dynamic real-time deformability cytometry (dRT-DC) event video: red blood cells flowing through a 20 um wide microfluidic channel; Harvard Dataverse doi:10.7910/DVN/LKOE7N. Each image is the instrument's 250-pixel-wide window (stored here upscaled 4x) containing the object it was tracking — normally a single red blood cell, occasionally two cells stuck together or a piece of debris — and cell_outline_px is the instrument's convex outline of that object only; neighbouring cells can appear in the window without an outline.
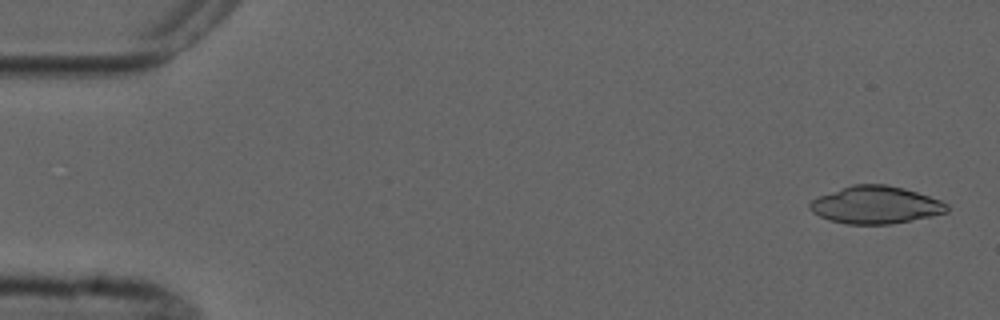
{"species": "common noctule bat (a hibernating species)", "species_latin": "Nyctalus noctula", "temperature_condition": "cold", "stored_images_in_passage": 6, "camera_frame_rate_fps": 3000, "um_per_image_px": 0.085, "animal": {"sex": "male", "forearm_length_mm": 52.5}, "frame": {"image": 1, "passage_image": 1, "time_ms": 0.0, "image_size_px": [1000, 320], "cell_outline_px": [[948, 212], [932, 216], [888, 224], [848, 224], [828, 220], [812, 212], [808, 208], [808, 204], [812, 200], [820, 196], [852, 184], [884, 184], [904, 188], [940, 200], [948, 204]], "centroid_in_image_um": [74.42, 17.42], "position_along_channel_um": 10.6, "area_um2": 29.77}}